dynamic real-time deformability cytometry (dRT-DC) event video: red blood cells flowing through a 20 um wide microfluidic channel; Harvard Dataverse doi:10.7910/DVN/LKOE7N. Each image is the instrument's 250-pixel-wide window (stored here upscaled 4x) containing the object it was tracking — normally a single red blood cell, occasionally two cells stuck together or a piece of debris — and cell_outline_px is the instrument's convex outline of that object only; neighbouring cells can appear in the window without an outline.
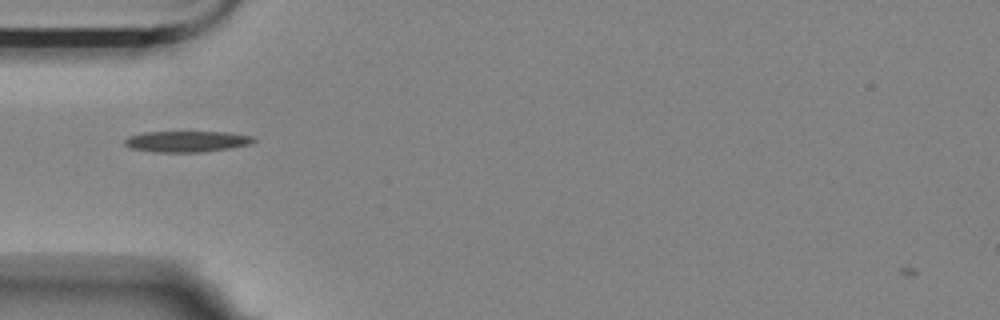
{"species": "Egyptian fruit bat (a non-hibernating species)", "species_latin": "Rousettus aegyptiacus", "temperature_condition": "room temperature", "stored_images_in_passage": 40, "camera_frame_rate_fps": 3000, "um_per_image_px": 0.085, "animal": {"sex": "female"}, "frame": {"image": 1, "passage_image": 1, "time_ms": 0.0, "image_size_px": [1000, 320], "cell_outline_px": [[256, 140], [248, 144], [228, 148], [200, 152], [156, 152], [132, 148], [124, 144], [124, 140], [128, 136], [144, 132], [224, 132], [256, 136]], "centroid_in_image_um": [15.86, 12.01], "position_along_channel_um": 69.1, "area_um2": 15.66}}
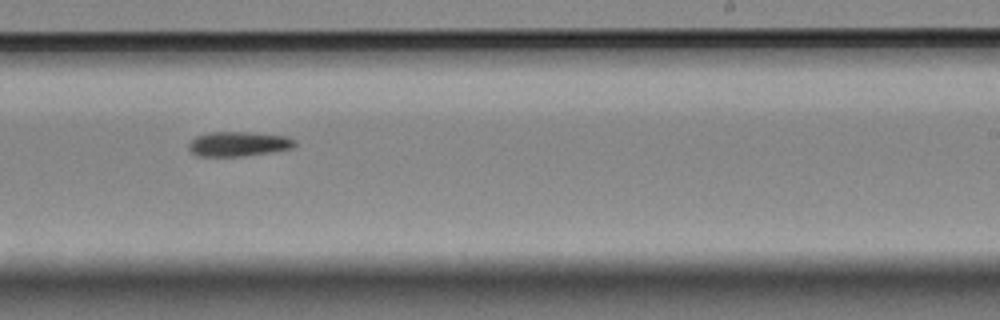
{"frame": {"image": 2, "passage_image": 18, "time_ms": 5.667, "image_size_px": [1000, 320], "cell_outline_px": [[296, 144], [292, 148], [244, 156], [200, 156], [192, 152], [188, 148], [188, 144], [196, 136], [208, 132], [252, 132], [288, 136], [296, 140]], "centroid_in_image_um": [20.28, 12.22], "position_along_channel_um": 268.7, "area_um2": 15.26}}
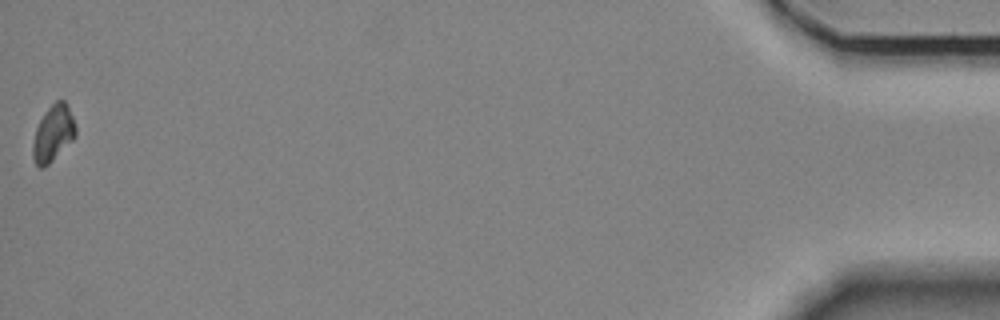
{"frame": {"image": 3, "passage_image": 40, "time_ms": 13.0, "image_size_px": [1000, 320], "cell_outline_px": [[76, 136], [44, 168], [40, 168], [36, 164], [32, 156], [32, 144], [36, 128], [44, 112], [56, 100], [64, 100], [72, 116], [76, 128]], "centroid_in_image_um": [4.5, 11.34], "position_along_channel_um": 430.7, "area_um2": 13.81}, "authors_computed_cell_mechanics": {"area_um2": 14.6523, "velocity_mm_per_s": 3.5094, "shape_relaxation_time_tau1_ms": 10.7823, "shape_relaxation_time_tau2_ms": null, "deformation_change_tau1": 0.1772, "deformation_change_tau2": null}}